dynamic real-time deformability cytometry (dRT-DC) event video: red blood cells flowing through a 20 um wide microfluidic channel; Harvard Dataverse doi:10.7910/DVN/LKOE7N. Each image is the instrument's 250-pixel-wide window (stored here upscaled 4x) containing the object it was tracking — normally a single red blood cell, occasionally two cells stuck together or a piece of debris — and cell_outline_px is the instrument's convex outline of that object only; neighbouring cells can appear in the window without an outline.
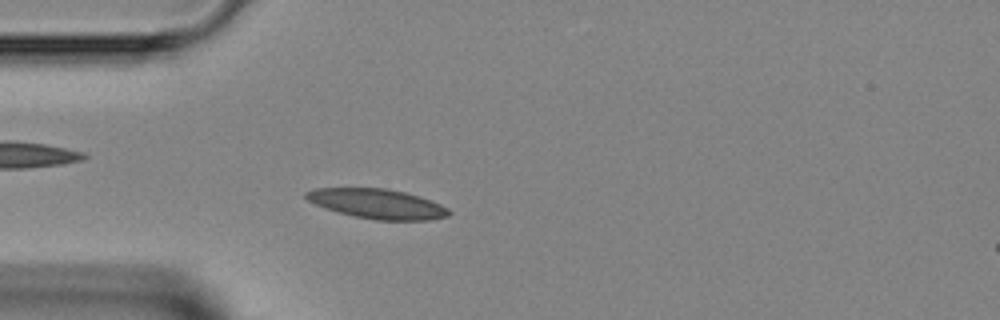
{"species": "Egyptian fruit bat (a non-hibernating species)", "species_latin": "Rousettus aegyptiacus", "temperature_condition": "room temperature", "stored_images_in_passage": 44, "camera_frame_rate_fps": 3000, "um_per_image_px": 0.085, "animal": {"sex": "female"}, "frame": {"image": 1, "passage_image": 10, "time_ms": 3.0, "image_size_px": [1000, 320], "cell_outline_px": [[452, 212], [448, 216], [432, 220], [376, 220], [352, 216], [316, 204], [308, 200], [304, 196], [304, 192], [316, 188], [388, 188], [420, 196], [440, 204], [448, 208]], "centroid_in_image_um": [32.11, 17.32], "position_along_channel_um": 52.9, "area_um2": 24.68}}
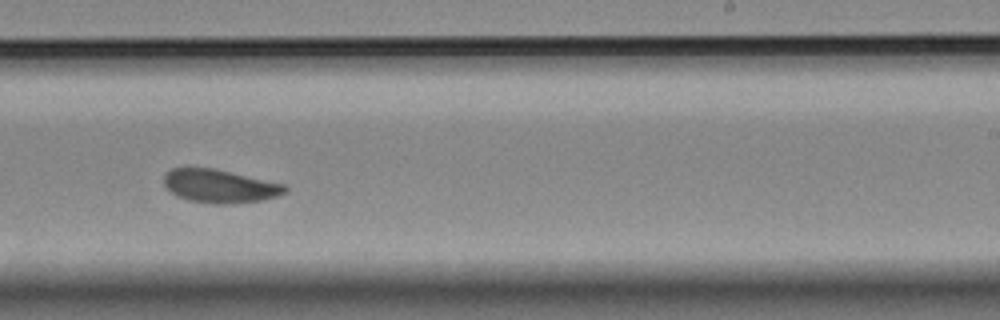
{"frame": {"image": 2, "passage_image": 26, "time_ms": 8.333, "image_size_px": [1000, 320], "cell_outline_px": [[288, 192], [264, 200], [228, 204], [212, 204], [188, 200], [176, 196], [164, 184], [164, 176], [172, 168], [216, 168], [284, 184], [288, 188]], "centroid_in_image_um": [18.71, 15.82], "position_along_channel_um": 270.3, "area_um2": 23.58}}
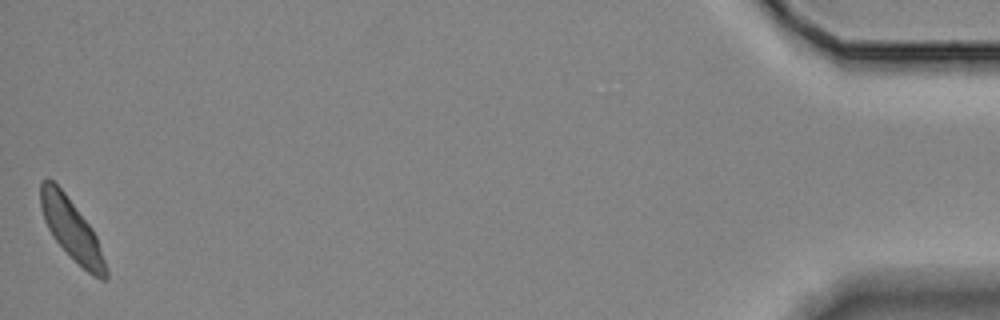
{"frame": {"image": 3, "passage_image": 44, "time_ms": 14.333, "image_size_px": [1000, 320], "cell_outline_px": [[108, 280], [100, 280], [92, 276], [52, 236], [44, 220], [40, 208], [40, 180], [48, 176], [64, 192], [92, 228], [96, 236], [108, 272]], "centroid_in_image_um": [6.06, 19.47], "position_along_channel_um": 429.1, "area_um2": 22.83}}